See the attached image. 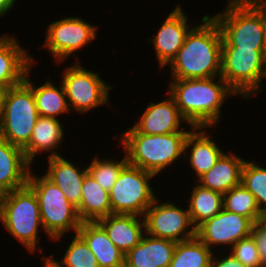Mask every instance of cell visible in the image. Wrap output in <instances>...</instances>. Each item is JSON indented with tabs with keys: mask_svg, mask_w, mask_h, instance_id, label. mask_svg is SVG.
Wrapping results in <instances>:
<instances>
[{
	"mask_svg": "<svg viewBox=\"0 0 266 267\" xmlns=\"http://www.w3.org/2000/svg\"><path fill=\"white\" fill-rule=\"evenodd\" d=\"M222 34L210 15L187 34L183 46L170 62L172 79H206L221 76Z\"/></svg>",
	"mask_w": 266,
	"mask_h": 267,
	"instance_id": "obj_1",
	"label": "cell"
},
{
	"mask_svg": "<svg viewBox=\"0 0 266 267\" xmlns=\"http://www.w3.org/2000/svg\"><path fill=\"white\" fill-rule=\"evenodd\" d=\"M217 78L171 80L168 95L190 125L206 128L216 125L225 99L237 95L221 76Z\"/></svg>",
	"mask_w": 266,
	"mask_h": 267,
	"instance_id": "obj_2",
	"label": "cell"
},
{
	"mask_svg": "<svg viewBox=\"0 0 266 267\" xmlns=\"http://www.w3.org/2000/svg\"><path fill=\"white\" fill-rule=\"evenodd\" d=\"M189 132H176L164 135L137 133L132 127L122 133L120 140L128 164L139 167L154 175L167 166L175 164L184 153L185 140Z\"/></svg>",
	"mask_w": 266,
	"mask_h": 267,
	"instance_id": "obj_3",
	"label": "cell"
},
{
	"mask_svg": "<svg viewBox=\"0 0 266 267\" xmlns=\"http://www.w3.org/2000/svg\"><path fill=\"white\" fill-rule=\"evenodd\" d=\"M0 220L30 253H35L43 225L38 198L28 184L0 195Z\"/></svg>",
	"mask_w": 266,
	"mask_h": 267,
	"instance_id": "obj_4",
	"label": "cell"
},
{
	"mask_svg": "<svg viewBox=\"0 0 266 267\" xmlns=\"http://www.w3.org/2000/svg\"><path fill=\"white\" fill-rule=\"evenodd\" d=\"M212 17L220 27L222 47L266 49L262 12L250 0H227Z\"/></svg>",
	"mask_w": 266,
	"mask_h": 267,
	"instance_id": "obj_5",
	"label": "cell"
},
{
	"mask_svg": "<svg viewBox=\"0 0 266 267\" xmlns=\"http://www.w3.org/2000/svg\"><path fill=\"white\" fill-rule=\"evenodd\" d=\"M27 184L38 198L45 235L56 242L70 230L77 234L82 221L77 208L67 200L62 190L45 175L33 174L32 169L29 171Z\"/></svg>",
	"mask_w": 266,
	"mask_h": 267,
	"instance_id": "obj_6",
	"label": "cell"
},
{
	"mask_svg": "<svg viewBox=\"0 0 266 267\" xmlns=\"http://www.w3.org/2000/svg\"><path fill=\"white\" fill-rule=\"evenodd\" d=\"M221 77L238 96L258 94L266 78V49L222 47Z\"/></svg>",
	"mask_w": 266,
	"mask_h": 267,
	"instance_id": "obj_7",
	"label": "cell"
},
{
	"mask_svg": "<svg viewBox=\"0 0 266 267\" xmlns=\"http://www.w3.org/2000/svg\"><path fill=\"white\" fill-rule=\"evenodd\" d=\"M39 117L32 89L23 81L8 88L0 121V138L24 148Z\"/></svg>",
	"mask_w": 266,
	"mask_h": 267,
	"instance_id": "obj_8",
	"label": "cell"
},
{
	"mask_svg": "<svg viewBox=\"0 0 266 267\" xmlns=\"http://www.w3.org/2000/svg\"><path fill=\"white\" fill-rule=\"evenodd\" d=\"M151 172L127 164L109 192L112 214H134L144 217L158 196L151 188Z\"/></svg>",
	"mask_w": 266,
	"mask_h": 267,
	"instance_id": "obj_9",
	"label": "cell"
},
{
	"mask_svg": "<svg viewBox=\"0 0 266 267\" xmlns=\"http://www.w3.org/2000/svg\"><path fill=\"white\" fill-rule=\"evenodd\" d=\"M61 75L63 77L61 76L60 82L64 87L70 111L83 114L110 102L111 86L97 72L83 68L79 61L65 68Z\"/></svg>",
	"mask_w": 266,
	"mask_h": 267,
	"instance_id": "obj_10",
	"label": "cell"
},
{
	"mask_svg": "<svg viewBox=\"0 0 266 267\" xmlns=\"http://www.w3.org/2000/svg\"><path fill=\"white\" fill-rule=\"evenodd\" d=\"M96 31L97 26L80 17H66L48 24L44 47L59 64L96 39Z\"/></svg>",
	"mask_w": 266,
	"mask_h": 267,
	"instance_id": "obj_11",
	"label": "cell"
},
{
	"mask_svg": "<svg viewBox=\"0 0 266 267\" xmlns=\"http://www.w3.org/2000/svg\"><path fill=\"white\" fill-rule=\"evenodd\" d=\"M158 203L157 197L144 215L148 235L175 242L196 237V227L191 221L188 208L184 210L170 201Z\"/></svg>",
	"mask_w": 266,
	"mask_h": 267,
	"instance_id": "obj_12",
	"label": "cell"
},
{
	"mask_svg": "<svg viewBox=\"0 0 266 267\" xmlns=\"http://www.w3.org/2000/svg\"><path fill=\"white\" fill-rule=\"evenodd\" d=\"M253 222L242 215L222 209L196 228V236L212 250V247L227 245L251 236Z\"/></svg>",
	"mask_w": 266,
	"mask_h": 267,
	"instance_id": "obj_13",
	"label": "cell"
},
{
	"mask_svg": "<svg viewBox=\"0 0 266 267\" xmlns=\"http://www.w3.org/2000/svg\"><path fill=\"white\" fill-rule=\"evenodd\" d=\"M187 21L188 17L183 12V8L177 5L165 18L156 36L150 39L160 69L169 65L176 57L178 50L183 46L187 34L193 28V25Z\"/></svg>",
	"mask_w": 266,
	"mask_h": 267,
	"instance_id": "obj_14",
	"label": "cell"
},
{
	"mask_svg": "<svg viewBox=\"0 0 266 267\" xmlns=\"http://www.w3.org/2000/svg\"><path fill=\"white\" fill-rule=\"evenodd\" d=\"M188 121L182 116L174 99L169 95L167 99L158 103L150 102L141 117L132 128L141 134L164 135L176 132H190L181 126ZM186 131H185V130Z\"/></svg>",
	"mask_w": 266,
	"mask_h": 267,
	"instance_id": "obj_15",
	"label": "cell"
},
{
	"mask_svg": "<svg viewBox=\"0 0 266 267\" xmlns=\"http://www.w3.org/2000/svg\"><path fill=\"white\" fill-rule=\"evenodd\" d=\"M34 59L21 46L16 37H0V85L11 88L24 81Z\"/></svg>",
	"mask_w": 266,
	"mask_h": 267,
	"instance_id": "obj_16",
	"label": "cell"
},
{
	"mask_svg": "<svg viewBox=\"0 0 266 267\" xmlns=\"http://www.w3.org/2000/svg\"><path fill=\"white\" fill-rule=\"evenodd\" d=\"M176 243L145 233L141 241L125 254L124 267H169Z\"/></svg>",
	"mask_w": 266,
	"mask_h": 267,
	"instance_id": "obj_17",
	"label": "cell"
},
{
	"mask_svg": "<svg viewBox=\"0 0 266 267\" xmlns=\"http://www.w3.org/2000/svg\"><path fill=\"white\" fill-rule=\"evenodd\" d=\"M139 217L141 216L134 214H110L97 222L104 228L113 244L126 254L146 233L144 217L143 220Z\"/></svg>",
	"mask_w": 266,
	"mask_h": 267,
	"instance_id": "obj_18",
	"label": "cell"
},
{
	"mask_svg": "<svg viewBox=\"0 0 266 267\" xmlns=\"http://www.w3.org/2000/svg\"><path fill=\"white\" fill-rule=\"evenodd\" d=\"M30 168L23 149L0 138V195L25 186Z\"/></svg>",
	"mask_w": 266,
	"mask_h": 267,
	"instance_id": "obj_19",
	"label": "cell"
},
{
	"mask_svg": "<svg viewBox=\"0 0 266 267\" xmlns=\"http://www.w3.org/2000/svg\"><path fill=\"white\" fill-rule=\"evenodd\" d=\"M48 166L45 176L62 190L71 204L78 208L83 179L88 173L87 167L81 170L63 156L48 158Z\"/></svg>",
	"mask_w": 266,
	"mask_h": 267,
	"instance_id": "obj_20",
	"label": "cell"
},
{
	"mask_svg": "<svg viewBox=\"0 0 266 267\" xmlns=\"http://www.w3.org/2000/svg\"><path fill=\"white\" fill-rule=\"evenodd\" d=\"M205 129L206 127H191L184 146V153L191 149L188 160L197 180L209 171L224 153L216 141L206 134Z\"/></svg>",
	"mask_w": 266,
	"mask_h": 267,
	"instance_id": "obj_21",
	"label": "cell"
},
{
	"mask_svg": "<svg viewBox=\"0 0 266 267\" xmlns=\"http://www.w3.org/2000/svg\"><path fill=\"white\" fill-rule=\"evenodd\" d=\"M246 160L237 154L223 153L215 165L197 180L202 187L220 192H228L241 185L242 168Z\"/></svg>",
	"mask_w": 266,
	"mask_h": 267,
	"instance_id": "obj_22",
	"label": "cell"
},
{
	"mask_svg": "<svg viewBox=\"0 0 266 267\" xmlns=\"http://www.w3.org/2000/svg\"><path fill=\"white\" fill-rule=\"evenodd\" d=\"M64 134V129L59 119L39 116L30 141L23 148V153L28 163L32 165L35 156L41 151L50 152L48 158L62 156L57 153V150L63 141Z\"/></svg>",
	"mask_w": 266,
	"mask_h": 267,
	"instance_id": "obj_23",
	"label": "cell"
},
{
	"mask_svg": "<svg viewBox=\"0 0 266 267\" xmlns=\"http://www.w3.org/2000/svg\"><path fill=\"white\" fill-rule=\"evenodd\" d=\"M77 234L94 254L99 267H124L125 254L113 244L98 222H82Z\"/></svg>",
	"mask_w": 266,
	"mask_h": 267,
	"instance_id": "obj_24",
	"label": "cell"
},
{
	"mask_svg": "<svg viewBox=\"0 0 266 267\" xmlns=\"http://www.w3.org/2000/svg\"><path fill=\"white\" fill-rule=\"evenodd\" d=\"M77 211L82 222H97L112 214L109 193L89 173L83 179L82 196Z\"/></svg>",
	"mask_w": 266,
	"mask_h": 267,
	"instance_id": "obj_25",
	"label": "cell"
},
{
	"mask_svg": "<svg viewBox=\"0 0 266 267\" xmlns=\"http://www.w3.org/2000/svg\"><path fill=\"white\" fill-rule=\"evenodd\" d=\"M31 69L32 67L27 71L24 82L33 91L39 116L58 119L57 116L70 112L62 83L57 88L54 83L47 80L37 87L29 78Z\"/></svg>",
	"mask_w": 266,
	"mask_h": 267,
	"instance_id": "obj_26",
	"label": "cell"
},
{
	"mask_svg": "<svg viewBox=\"0 0 266 267\" xmlns=\"http://www.w3.org/2000/svg\"><path fill=\"white\" fill-rule=\"evenodd\" d=\"M196 185L191 192L188 211L194 227H198L205 220L218 214L224 206L223 194L214 190Z\"/></svg>",
	"mask_w": 266,
	"mask_h": 267,
	"instance_id": "obj_27",
	"label": "cell"
},
{
	"mask_svg": "<svg viewBox=\"0 0 266 267\" xmlns=\"http://www.w3.org/2000/svg\"><path fill=\"white\" fill-rule=\"evenodd\" d=\"M213 250L197 236L176 243L169 267H211Z\"/></svg>",
	"mask_w": 266,
	"mask_h": 267,
	"instance_id": "obj_28",
	"label": "cell"
},
{
	"mask_svg": "<svg viewBox=\"0 0 266 267\" xmlns=\"http://www.w3.org/2000/svg\"><path fill=\"white\" fill-rule=\"evenodd\" d=\"M223 208L249 218L253 223L261 221L262 213L255 197L242 185L223 194Z\"/></svg>",
	"mask_w": 266,
	"mask_h": 267,
	"instance_id": "obj_29",
	"label": "cell"
},
{
	"mask_svg": "<svg viewBox=\"0 0 266 267\" xmlns=\"http://www.w3.org/2000/svg\"><path fill=\"white\" fill-rule=\"evenodd\" d=\"M253 161H245L242 168L241 185L256 199L263 214L266 212V169Z\"/></svg>",
	"mask_w": 266,
	"mask_h": 267,
	"instance_id": "obj_30",
	"label": "cell"
},
{
	"mask_svg": "<svg viewBox=\"0 0 266 267\" xmlns=\"http://www.w3.org/2000/svg\"><path fill=\"white\" fill-rule=\"evenodd\" d=\"M128 164L126 154L122 160L114 159H99L93 158L91 163L87 166V171L96 182L105 189L108 193L111 191L113 185L121 172V170Z\"/></svg>",
	"mask_w": 266,
	"mask_h": 267,
	"instance_id": "obj_31",
	"label": "cell"
},
{
	"mask_svg": "<svg viewBox=\"0 0 266 267\" xmlns=\"http://www.w3.org/2000/svg\"><path fill=\"white\" fill-rule=\"evenodd\" d=\"M47 258L56 267H99L96 257L78 234L71 240L60 262L51 256Z\"/></svg>",
	"mask_w": 266,
	"mask_h": 267,
	"instance_id": "obj_32",
	"label": "cell"
},
{
	"mask_svg": "<svg viewBox=\"0 0 266 267\" xmlns=\"http://www.w3.org/2000/svg\"><path fill=\"white\" fill-rule=\"evenodd\" d=\"M231 254L247 267H261L259 252L252 236L238 241L232 247Z\"/></svg>",
	"mask_w": 266,
	"mask_h": 267,
	"instance_id": "obj_33",
	"label": "cell"
},
{
	"mask_svg": "<svg viewBox=\"0 0 266 267\" xmlns=\"http://www.w3.org/2000/svg\"><path fill=\"white\" fill-rule=\"evenodd\" d=\"M251 236L255 240L259 252L261 267H266V225L261 221L255 222Z\"/></svg>",
	"mask_w": 266,
	"mask_h": 267,
	"instance_id": "obj_34",
	"label": "cell"
},
{
	"mask_svg": "<svg viewBox=\"0 0 266 267\" xmlns=\"http://www.w3.org/2000/svg\"><path fill=\"white\" fill-rule=\"evenodd\" d=\"M229 254L225 257L220 254V256L223 258H218V260L217 258H215L217 256L214 252L211 259V267H247L239 260H237L231 253Z\"/></svg>",
	"mask_w": 266,
	"mask_h": 267,
	"instance_id": "obj_35",
	"label": "cell"
},
{
	"mask_svg": "<svg viewBox=\"0 0 266 267\" xmlns=\"http://www.w3.org/2000/svg\"><path fill=\"white\" fill-rule=\"evenodd\" d=\"M261 12L263 15V23H264V34L266 41V0H250Z\"/></svg>",
	"mask_w": 266,
	"mask_h": 267,
	"instance_id": "obj_36",
	"label": "cell"
},
{
	"mask_svg": "<svg viewBox=\"0 0 266 267\" xmlns=\"http://www.w3.org/2000/svg\"><path fill=\"white\" fill-rule=\"evenodd\" d=\"M16 0H0V18L8 13L14 6Z\"/></svg>",
	"mask_w": 266,
	"mask_h": 267,
	"instance_id": "obj_37",
	"label": "cell"
},
{
	"mask_svg": "<svg viewBox=\"0 0 266 267\" xmlns=\"http://www.w3.org/2000/svg\"><path fill=\"white\" fill-rule=\"evenodd\" d=\"M7 90H8V87L0 85V121L2 118V114H3L4 99H5Z\"/></svg>",
	"mask_w": 266,
	"mask_h": 267,
	"instance_id": "obj_38",
	"label": "cell"
},
{
	"mask_svg": "<svg viewBox=\"0 0 266 267\" xmlns=\"http://www.w3.org/2000/svg\"><path fill=\"white\" fill-rule=\"evenodd\" d=\"M42 258H43V261L41 262L44 263L43 265L45 267H56L54 264L51 263V261L47 257L43 256Z\"/></svg>",
	"mask_w": 266,
	"mask_h": 267,
	"instance_id": "obj_39",
	"label": "cell"
},
{
	"mask_svg": "<svg viewBox=\"0 0 266 267\" xmlns=\"http://www.w3.org/2000/svg\"><path fill=\"white\" fill-rule=\"evenodd\" d=\"M261 222L266 225V212L262 214Z\"/></svg>",
	"mask_w": 266,
	"mask_h": 267,
	"instance_id": "obj_40",
	"label": "cell"
}]
</instances>
